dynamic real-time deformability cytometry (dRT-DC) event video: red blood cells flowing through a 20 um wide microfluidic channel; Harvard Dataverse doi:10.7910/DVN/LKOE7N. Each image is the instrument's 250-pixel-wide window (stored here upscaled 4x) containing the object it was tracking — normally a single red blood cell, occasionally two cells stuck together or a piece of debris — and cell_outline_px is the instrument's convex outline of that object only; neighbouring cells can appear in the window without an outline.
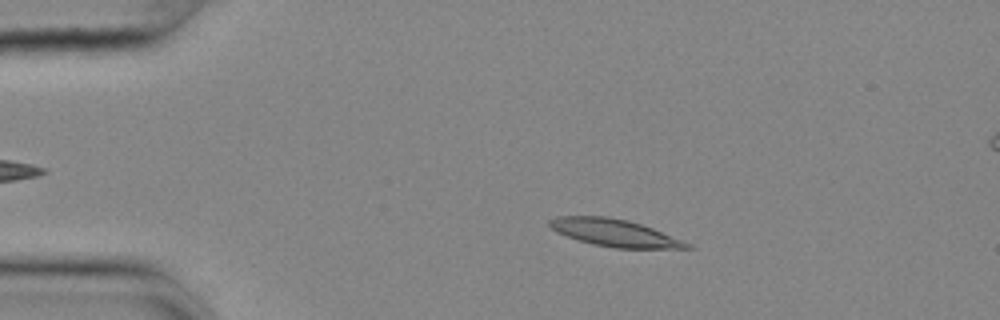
{"species": "common noctule bat (a hibernating species)", "species_latin": "Nyctalus noctula", "temperature_condition": "cold", "stored_images_in_passage": 55, "camera_frame_rate_fps": 3000, "um_per_image_px": 0.085, "animal": {"sex": "female", "body_mass_g": 25.1}, "frame": {"image": 1, "passage_image": 10, "time_ms": 3.0, "image_size_px": [1000, 320], "cell_outline_px": [[696, 248], [616, 248], [592, 244], [556, 232], [548, 224], [548, 220], [556, 216], [608, 216], [628, 220], [652, 228], [692, 244]], "centroid_in_image_um": [52.23, 19.78], "position_along_channel_um": 32.8, "area_um2": 21.68}}
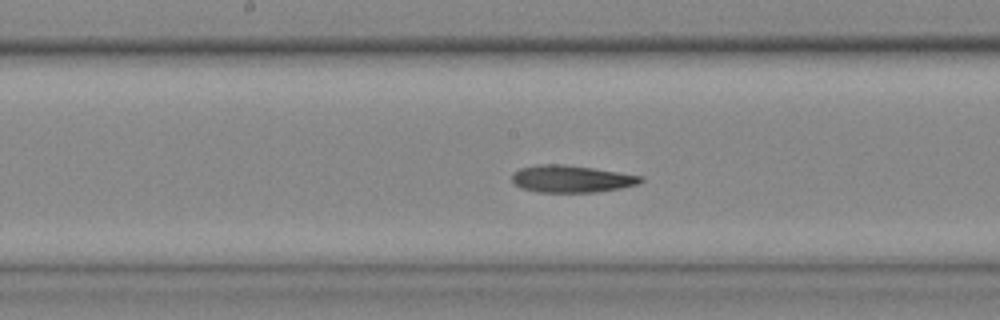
{"frame": {"image": 2, "passage_image": 28, "time_ms": 9.0, "image_size_px": [1000, 320], "cell_outline_px": [[644, 180], [640, 184], [620, 188], [596, 192], [536, 192], [520, 188], [512, 180], [512, 172], [520, 168], [536, 164], [560, 164], [592, 168], [644, 176]], "centroid_in_image_um": [48.56, 15.2], "position_along_channel_um": 199.6, "area_um2": 20.46}}
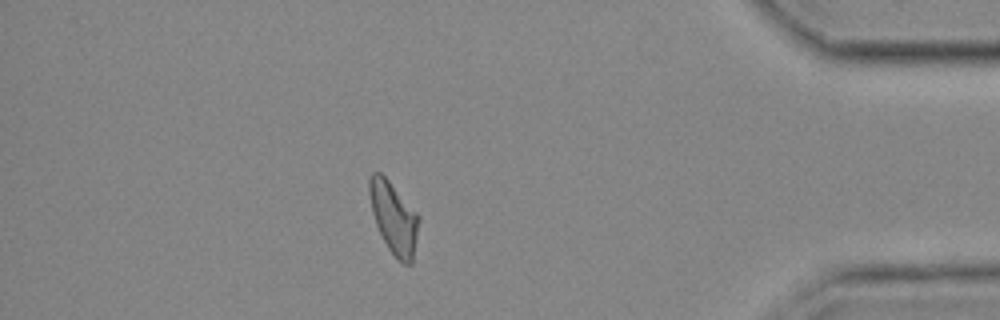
{"frame": {"image": 3, "passage_image": 48, "time_ms": 15.667, "image_size_px": [1000, 320], "cell_outline_px": [[420, 220], [412, 264], [404, 264], [396, 260], [388, 248], [376, 224], [372, 212], [368, 192], [368, 180], [372, 172], [380, 172], [388, 180], [420, 216]], "centroid_in_image_um": [33.47, 18.53], "position_along_channel_um": 401.7, "area_um2": 20.69}, "authors_computed_cell_mechanics": {"area_um2": 20.9814, "velocity_mm_per_s": 3.6085, "shape_relaxation_time_tau1_ms": 4.3796, "shape_relaxation_time_tau2_ms": 7.3633, "deformation_change_tau1": 0.137, "deformation_change_tau2": 0.1764}}